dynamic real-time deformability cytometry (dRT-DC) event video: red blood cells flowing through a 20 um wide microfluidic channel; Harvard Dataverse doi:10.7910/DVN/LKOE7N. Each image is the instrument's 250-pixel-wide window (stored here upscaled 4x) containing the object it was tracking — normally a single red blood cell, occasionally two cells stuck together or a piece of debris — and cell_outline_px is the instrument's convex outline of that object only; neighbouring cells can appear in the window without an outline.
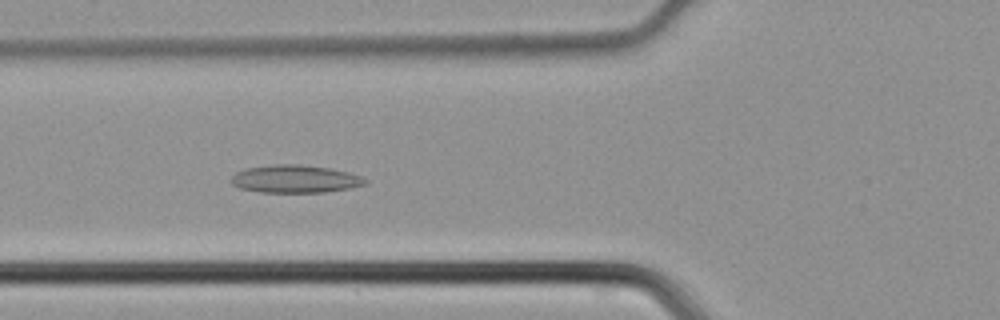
{"species": "common noctule bat (a hibernating species)", "species_latin": "Nyctalus noctula", "temperature_condition": "cold", "stored_images_in_passage": 34, "camera_frame_rate_fps": 3000, "um_per_image_px": 0.085, "animal": {"sex": "male", "body_mass_g": 21.5, "forearm_length_mm": 52.0}, "frame": {"image": 1, "passage_image": 4, "time_ms": 1.0, "image_size_px": [1000, 320], "cell_outline_px": [[368, 184], [352, 188], [324, 192], [260, 192], [240, 188], [232, 184], [228, 180], [236, 172], [244, 168], [272, 164], [300, 164], [328, 168], [348, 172], [360, 176], [368, 180]], "centroid_in_image_um": [25.07, 15.21], "position_along_channel_um": 100.7, "area_um2": 21.91}}
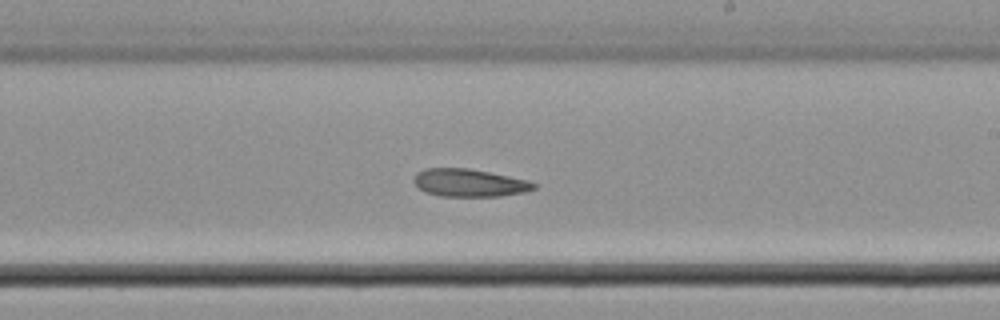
{"frame": {"image": 2, "passage_image": 14, "time_ms": 4.333, "image_size_px": [1000, 320], "cell_outline_px": [[536, 188], [524, 192], [500, 196], [440, 196], [428, 192], [420, 188], [412, 180], [416, 172], [424, 168], [468, 168], [528, 180], [536, 184]], "centroid_in_image_um": [39.88, 15.53], "position_along_channel_um": 249.1, "area_um2": 19.25}}
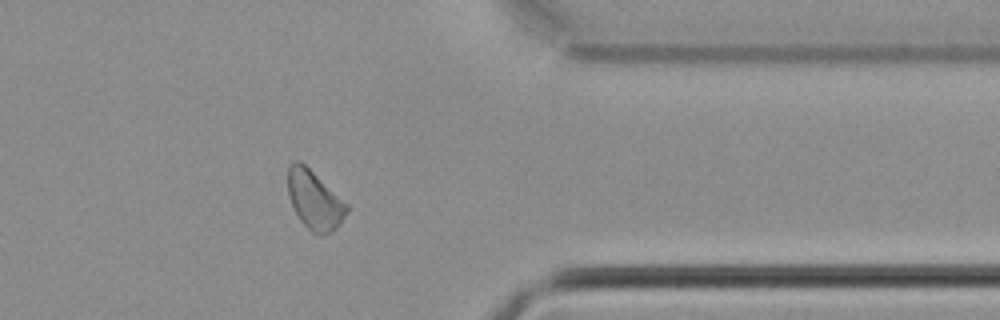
{"frame": {"image": 3, "passage_image": 24, "time_ms": 7.667, "image_size_px": [1000, 320], "cell_outline_px": [[348, 212], [340, 224], [332, 232], [320, 236], [312, 232], [300, 220], [288, 196], [288, 168], [296, 160], [300, 160], [348, 204]], "centroid_in_image_um": [26.75, 17.03], "position_along_channel_um": 384.7, "area_um2": 20.0}}